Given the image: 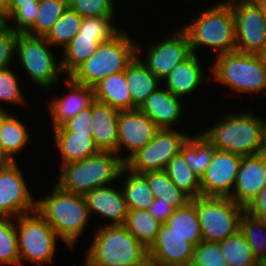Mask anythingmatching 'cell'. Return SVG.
Wrapping results in <instances>:
<instances>
[{
	"instance_id": "cell-22",
	"label": "cell",
	"mask_w": 266,
	"mask_h": 266,
	"mask_svg": "<svg viewBox=\"0 0 266 266\" xmlns=\"http://www.w3.org/2000/svg\"><path fill=\"white\" fill-rule=\"evenodd\" d=\"M120 110L94 100L91 125L93 139L99 151L118 154L117 122Z\"/></svg>"
},
{
	"instance_id": "cell-34",
	"label": "cell",
	"mask_w": 266,
	"mask_h": 266,
	"mask_svg": "<svg viewBox=\"0 0 266 266\" xmlns=\"http://www.w3.org/2000/svg\"><path fill=\"white\" fill-rule=\"evenodd\" d=\"M38 3L39 0H6L3 10L7 26L15 33L26 34L35 25ZM9 20H15V27L9 25Z\"/></svg>"
},
{
	"instance_id": "cell-5",
	"label": "cell",
	"mask_w": 266,
	"mask_h": 266,
	"mask_svg": "<svg viewBox=\"0 0 266 266\" xmlns=\"http://www.w3.org/2000/svg\"><path fill=\"white\" fill-rule=\"evenodd\" d=\"M199 13L197 18L181 28L187 33L192 53L197 47L209 46L217 55L235 51V22L231 4L225 0Z\"/></svg>"
},
{
	"instance_id": "cell-8",
	"label": "cell",
	"mask_w": 266,
	"mask_h": 266,
	"mask_svg": "<svg viewBox=\"0 0 266 266\" xmlns=\"http://www.w3.org/2000/svg\"><path fill=\"white\" fill-rule=\"evenodd\" d=\"M16 236L21 261L43 265L53 261L58 236L47 221L37 212L20 215L17 218Z\"/></svg>"
},
{
	"instance_id": "cell-14",
	"label": "cell",
	"mask_w": 266,
	"mask_h": 266,
	"mask_svg": "<svg viewBox=\"0 0 266 266\" xmlns=\"http://www.w3.org/2000/svg\"><path fill=\"white\" fill-rule=\"evenodd\" d=\"M242 155L216 149L211 163L200 177L202 196L230 198Z\"/></svg>"
},
{
	"instance_id": "cell-7",
	"label": "cell",
	"mask_w": 266,
	"mask_h": 266,
	"mask_svg": "<svg viewBox=\"0 0 266 266\" xmlns=\"http://www.w3.org/2000/svg\"><path fill=\"white\" fill-rule=\"evenodd\" d=\"M211 65L213 78L237 93L266 90V62L260 54L231 51L217 55Z\"/></svg>"
},
{
	"instance_id": "cell-9",
	"label": "cell",
	"mask_w": 266,
	"mask_h": 266,
	"mask_svg": "<svg viewBox=\"0 0 266 266\" xmlns=\"http://www.w3.org/2000/svg\"><path fill=\"white\" fill-rule=\"evenodd\" d=\"M195 207L203 240L222 242L240 230V218L245 208L228 197L195 198Z\"/></svg>"
},
{
	"instance_id": "cell-11",
	"label": "cell",
	"mask_w": 266,
	"mask_h": 266,
	"mask_svg": "<svg viewBox=\"0 0 266 266\" xmlns=\"http://www.w3.org/2000/svg\"><path fill=\"white\" fill-rule=\"evenodd\" d=\"M188 137L189 135L175 129H160L144 148L125 162V167L138 174L165 170Z\"/></svg>"
},
{
	"instance_id": "cell-2",
	"label": "cell",
	"mask_w": 266,
	"mask_h": 266,
	"mask_svg": "<svg viewBox=\"0 0 266 266\" xmlns=\"http://www.w3.org/2000/svg\"><path fill=\"white\" fill-rule=\"evenodd\" d=\"M36 211L71 249L88 226L90 216L83 195L64 192L57 185L46 197L36 200Z\"/></svg>"
},
{
	"instance_id": "cell-30",
	"label": "cell",
	"mask_w": 266,
	"mask_h": 266,
	"mask_svg": "<svg viewBox=\"0 0 266 266\" xmlns=\"http://www.w3.org/2000/svg\"><path fill=\"white\" fill-rule=\"evenodd\" d=\"M165 224L170 231L183 236L194 246L203 241L195 199H192L186 206L176 209Z\"/></svg>"
},
{
	"instance_id": "cell-40",
	"label": "cell",
	"mask_w": 266,
	"mask_h": 266,
	"mask_svg": "<svg viewBox=\"0 0 266 266\" xmlns=\"http://www.w3.org/2000/svg\"><path fill=\"white\" fill-rule=\"evenodd\" d=\"M10 217H0V265L20 266L16 226Z\"/></svg>"
},
{
	"instance_id": "cell-39",
	"label": "cell",
	"mask_w": 266,
	"mask_h": 266,
	"mask_svg": "<svg viewBox=\"0 0 266 266\" xmlns=\"http://www.w3.org/2000/svg\"><path fill=\"white\" fill-rule=\"evenodd\" d=\"M240 231L248 241L254 257L266 260V222L244 211L240 218Z\"/></svg>"
},
{
	"instance_id": "cell-35",
	"label": "cell",
	"mask_w": 266,
	"mask_h": 266,
	"mask_svg": "<svg viewBox=\"0 0 266 266\" xmlns=\"http://www.w3.org/2000/svg\"><path fill=\"white\" fill-rule=\"evenodd\" d=\"M165 171L171 181L191 199L202 196L200 177L192 171L180 152L169 161Z\"/></svg>"
},
{
	"instance_id": "cell-36",
	"label": "cell",
	"mask_w": 266,
	"mask_h": 266,
	"mask_svg": "<svg viewBox=\"0 0 266 266\" xmlns=\"http://www.w3.org/2000/svg\"><path fill=\"white\" fill-rule=\"evenodd\" d=\"M219 244L228 266H254L256 264L257 259L240 230Z\"/></svg>"
},
{
	"instance_id": "cell-37",
	"label": "cell",
	"mask_w": 266,
	"mask_h": 266,
	"mask_svg": "<svg viewBox=\"0 0 266 266\" xmlns=\"http://www.w3.org/2000/svg\"><path fill=\"white\" fill-rule=\"evenodd\" d=\"M83 17L69 7L45 36L51 46L63 48L78 34Z\"/></svg>"
},
{
	"instance_id": "cell-10",
	"label": "cell",
	"mask_w": 266,
	"mask_h": 266,
	"mask_svg": "<svg viewBox=\"0 0 266 266\" xmlns=\"http://www.w3.org/2000/svg\"><path fill=\"white\" fill-rule=\"evenodd\" d=\"M45 37L18 34L16 56L30 79L41 88H50L63 74L60 59L51 51ZM59 60V61H57Z\"/></svg>"
},
{
	"instance_id": "cell-38",
	"label": "cell",
	"mask_w": 266,
	"mask_h": 266,
	"mask_svg": "<svg viewBox=\"0 0 266 266\" xmlns=\"http://www.w3.org/2000/svg\"><path fill=\"white\" fill-rule=\"evenodd\" d=\"M68 8V0H39L35 25L26 33L45 37Z\"/></svg>"
},
{
	"instance_id": "cell-54",
	"label": "cell",
	"mask_w": 266,
	"mask_h": 266,
	"mask_svg": "<svg viewBox=\"0 0 266 266\" xmlns=\"http://www.w3.org/2000/svg\"><path fill=\"white\" fill-rule=\"evenodd\" d=\"M254 266H266V260H257Z\"/></svg>"
},
{
	"instance_id": "cell-23",
	"label": "cell",
	"mask_w": 266,
	"mask_h": 266,
	"mask_svg": "<svg viewBox=\"0 0 266 266\" xmlns=\"http://www.w3.org/2000/svg\"><path fill=\"white\" fill-rule=\"evenodd\" d=\"M198 54L192 53L176 67L163 80L164 87L175 96H187L197 90L204 80L203 69L200 65Z\"/></svg>"
},
{
	"instance_id": "cell-53",
	"label": "cell",
	"mask_w": 266,
	"mask_h": 266,
	"mask_svg": "<svg viewBox=\"0 0 266 266\" xmlns=\"http://www.w3.org/2000/svg\"><path fill=\"white\" fill-rule=\"evenodd\" d=\"M263 152L266 153V119L264 120V149Z\"/></svg>"
},
{
	"instance_id": "cell-49",
	"label": "cell",
	"mask_w": 266,
	"mask_h": 266,
	"mask_svg": "<svg viewBox=\"0 0 266 266\" xmlns=\"http://www.w3.org/2000/svg\"><path fill=\"white\" fill-rule=\"evenodd\" d=\"M115 266H154L149 255H147L142 261L136 262L134 264H120Z\"/></svg>"
},
{
	"instance_id": "cell-52",
	"label": "cell",
	"mask_w": 266,
	"mask_h": 266,
	"mask_svg": "<svg viewBox=\"0 0 266 266\" xmlns=\"http://www.w3.org/2000/svg\"><path fill=\"white\" fill-rule=\"evenodd\" d=\"M2 122H3V110H0V137H1ZM0 163H1V142H0Z\"/></svg>"
},
{
	"instance_id": "cell-18",
	"label": "cell",
	"mask_w": 266,
	"mask_h": 266,
	"mask_svg": "<svg viewBox=\"0 0 266 266\" xmlns=\"http://www.w3.org/2000/svg\"><path fill=\"white\" fill-rule=\"evenodd\" d=\"M266 185V153L243 156L231 199L246 207Z\"/></svg>"
},
{
	"instance_id": "cell-6",
	"label": "cell",
	"mask_w": 266,
	"mask_h": 266,
	"mask_svg": "<svg viewBox=\"0 0 266 266\" xmlns=\"http://www.w3.org/2000/svg\"><path fill=\"white\" fill-rule=\"evenodd\" d=\"M85 254V266L134 264L148 255L144 247L124 226L98 227Z\"/></svg>"
},
{
	"instance_id": "cell-44",
	"label": "cell",
	"mask_w": 266,
	"mask_h": 266,
	"mask_svg": "<svg viewBox=\"0 0 266 266\" xmlns=\"http://www.w3.org/2000/svg\"><path fill=\"white\" fill-rule=\"evenodd\" d=\"M115 16L84 17L78 34L88 36H115L122 29L114 26Z\"/></svg>"
},
{
	"instance_id": "cell-51",
	"label": "cell",
	"mask_w": 266,
	"mask_h": 266,
	"mask_svg": "<svg viewBox=\"0 0 266 266\" xmlns=\"http://www.w3.org/2000/svg\"><path fill=\"white\" fill-rule=\"evenodd\" d=\"M7 27V20L2 7H0V32Z\"/></svg>"
},
{
	"instance_id": "cell-29",
	"label": "cell",
	"mask_w": 266,
	"mask_h": 266,
	"mask_svg": "<svg viewBox=\"0 0 266 266\" xmlns=\"http://www.w3.org/2000/svg\"><path fill=\"white\" fill-rule=\"evenodd\" d=\"M125 174L128 175L125 176L123 185H121V191L128 211L135 209L148 210L154 201V196L147 179L142 174L134 173L126 167L123 168L120 176Z\"/></svg>"
},
{
	"instance_id": "cell-16",
	"label": "cell",
	"mask_w": 266,
	"mask_h": 266,
	"mask_svg": "<svg viewBox=\"0 0 266 266\" xmlns=\"http://www.w3.org/2000/svg\"><path fill=\"white\" fill-rule=\"evenodd\" d=\"M159 130L160 128L139 109L120 111L117 122L118 155L126 148L129 154L122 157L126 162L144 148Z\"/></svg>"
},
{
	"instance_id": "cell-4",
	"label": "cell",
	"mask_w": 266,
	"mask_h": 266,
	"mask_svg": "<svg viewBox=\"0 0 266 266\" xmlns=\"http://www.w3.org/2000/svg\"><path fill=\"white\" fill-rule=\"evenodd\" d=\"M122 157L114 152L100 151L83 160L61 165L56 185L64 192L81 195L108 186L121 177L125 167Z\"/></svg>"
},
{
	"instance_id": "cell-27",
	"label": "cell",
	"mask_w": 266,
	"mask_h": 266,
	"mask_svg": "<svg viewBox=\"0 0 266 266\" xmlns=\"http://www.w3.org/2000/svg\"><path fill=\"white\" fill-rule=\"evenodd\" d=\"M9 111L3 110L1 128V163L14 162V156L20 153L30 140L29 132L22 121H19Z\"/></svg>"
},
{
	"instance_id": "cell-13",
	"label": "cell",
	"mask_w": 266,
	"mask_h": 266,
	"mask_svg": "<svg viewBox=\"0 0 266 266\" xmlns=\"http://www.w3.org/2000/svg\"><path fill=\"white\" fill-rule=\"evenodd\" d=\"M23 175L17 161L0 163V217L13 219L36 211L37 199L28 190Z\"/></svg>"
},
{
	"instance_id": "cell-17",
	"label": "cell",
	"mask_w": 266,
	"mask_h": 266,
	"mask_svg": "<svg viewBox=\"0 0 266 266\" xmlns=\"http://www.w3.org/2000/svg\"><path fill=\"white\" fill-rule=\"evenodd\" d=\"M194 245L183 236L170 231L161 224L157 238L148 249V255L154 266H182L191 264Z\"/></svg>"
},
{
	"instance_id": "cell-50",
	"label": "cell",
	"mask_w": 266,
	"mask_h": 266,
	"mask_svg": "<svg viewBox=\"0 0 266 266\" xmlns=\"http://www.w3.org/2000/svg\"><path fill=\"white\" fill-rule=\"evenodd\" d=\"M254 2L259 7V9L263 15V18L265 19V23H266V0H255Z\"/></svg>"
},
{
	"instance_id": "cell-20",
	"label": "cell",
	"mask_w": 266,
	"mask_h": 266,
	"mask_svg": "<svg viewBox=\"0 0 266 266\" xmlns=\"http://www.w3.org/2000/svg\"><path fill=\"white\" fill-rule=\"evenodd\" d=\"M90 215L95 212L100 217L112 220L109 226H124L128 213L121 189L110 185L93 189L84 195Z\"/></svg>"
},
{
	"instance_id": "cell-24",
	"label": "cell",
	"mask_w": 266,
	"mask_h": 266,
	"mask_svg": "<svg viewBox=\"0 0 266 266\" xmlns=\"http://www.w3.org/2000/svg\"><path fill=\"white\" fill-rule=\"evenodd\" d=\"M142 60L137 55L125 70V79L131 95L132 110L139 109L161 83Z\"/></svg>"
},
{
	"instance_id": "cell-25",
	"label": "cell",
	"mask_w": 266,
	"mask_h": 266,
	"mask_svg": "<svg viewBox=\"0 0 266 266\" xmlns=\"http://www.w3.org/2000/svg\"><path fill=\"white\" fill-rule=\"evenodd\" d=\"M94 100L120 111L132 110L131 95L125 79V71L109 75L94 87Z\"/></svg>"
},
{
	"instance_id": "cell-31",
	"label": "cell",
	"mask_w": 266,
	"mask_h": 266,
	"mask_svg": "<svg viewBox=\"0 0 266 266\" xmlns=\"http://www.w3.org/2000/svg\"><path fill=\"white\" fill-rule=\"evenodd\" d=\"M216 147L201 133L189 136L180 153L194 173L201 177L211 163Z\"/></svg>"
},
{
	"instance_id": "cell-55",
	"label": "cell",
	"mask_w": 266,
	"mask_h": 266,
	"mask_svg": "<svg viewBox=\"0 0 266 266\" xmlns=\"http://www.w3.org/2000/svg\"><path fill=\"white\" fill-rule=\"evenodd\" d=\"M260 55L262 56L263 60L266 62V47Z\"/></svg>"
},
{
	"instance_id": "cell-21",
	"label": "cell",
	"mask_w": 266,
	"mask_h": 266,
	"mask_svg": "<svg viewBox=\"0 0 266 266\" xmlns=\"http://www.w3.org/2000/svg\"><path fill=\"white\" fill-rule=\"evenodd\" d=\"M180 97L160 86L145 100L139 110L147 115L160 129H173L182 118ZM181 117V118H180Z\"/></svg>"
},
{
	"instance_id": "cell-56",
	"label": "cell",
	"mask_w": 266,
	"mask_h": 266,
	"mask_svg": "<svg viewBox=\"0 0 266 266\" xmlns=\"http://www.w3.org/2000/svg\"><path fill=\"white\" fill-rule=\"evenodd\" d=\"M5 1H6V0H0V7L3 8Z\"/></svg>"
},
{
	"instance_id": "cell-28",
	"label": "cell",
	"mask_w": 266,
	"mask_h": 266,
	"mask_svg": "<svg viewBox=\"0 0 266 266\" xmlns=\"http://www.w3.org/2000/svg\"><path fill=\"white\" fill-rule=\"evenodd\" d=\"M114 36H88L77 34L64 48L60 59L62 72L69 76L80 64L86 61L102 42ZM66 71V72H65Z\"/></svg>"
},
{
	"instance_id": "cell-19",
	"label": "cell",
	"mask_w": 266,
	"mask_h": 266,
	"mask_svg": "<svg viewBox=\"0 0 266 266\" xmlns=\"http://www.w3.org/2000/svg\"><path fill=\"white\" fill-rule=\"evenodd\" d=\"M68 95L53 98L48 105L52 116L53 129L61 127L67 120L91 105L94 101V89L88 85L73 81L66 77ZM55 99V100H54Z\"/></svg>"
},
{
	"instance_id": "cell-1",
	"label": "cell",
	"mask_w": 266,
	"mask_h": 266,
	"mask_svg": "<svg viewBox=\"0 0 266 266\" xmlns=\"http://www.w3.org/2000/svg\"><path fill=\"white\" fill-rule=\"evenodd\" d=\"M214 126L200 132L218 150L242 156L263 153L264 119L253 112L225 114Z\"/></svg>"
},
{
	"instance_id": "cell-47",
	"label": "cell",
	"mask_w": 266,
	"mask_h": 266,
	"mask_svg": "<svg viewBox=\"0 0 266 266\" xmlns=\"http://www.w3.org/2000/svg\"><path fill=\"white\" fill-rule=\"evenodd\" d=\"M250 215L266 222V185L259 191L256 197L245 207Z\"/></svg>"
},
{
	"instance_id": "cell-3",
	"label": "cell",
	"mask_w": 266,
	"mask_h": 266,
	"mask_svg": "<svg viewBox=\"0 0 266 266\" xmlns=\"http://www.w3.org/2000/svg\"><path fill=\"white\" fill-rule=\"evenodd\" d=\"M140 45L122 29L108 41L102 42L98 49L69 77L80 84L94 87L102 79L126 70L128 65L139 55Z\"/></svg>"
},
{
	"instance_id": "cell-12",
	"label": "cell",
	"mask_w": 266,
	"mask_h": 266,
	"mask_svg": "<svg viewBox=\"0 0 266 266\" xmlns=\"http://www.w3.org/2000/svg\"><path fill=\"white\" fill-rule=\"evenodd\" d=\"M227 1L234 14L236 51L261 54L266 47V23L259 7L249 0Z\"/></svg>"
},
{
	"instance_id": "cell-43",
	"label": "cell",
	"mask_w": 266,
	"mask_h": 266,
	"mask_svg": "<svg viewBox=\"0 0 266 266\" xmlns=\"http://www.w3.org/2000/svg\"><path fill=\"white\" fill-rule=\"evenodd\" d=\"M18 79L10 67L0 70V101L26 106ZM0 110H5V108L0 105Z\"/></svg>"
},
{
	"instance_id": "cell-42",
	"label": "cell",
	"mask_w": 266,
	"mask_h": 266,
	"mask_svg": "<svg viewBox=\"0 0 266 266\" xmlns=\"http://www.w3.org/2000/svg\"><path fill=\"white\" fill-rule=\"evenodd\" d=\"M192 266H228L218 242L201 241L194 247Z\"/></svg>"
},
{
	"instance_id": "cell-48",
	"label": "cell",
	"mask_w": 266,
	"mask_h": 266,
	"mask_svg": "<svg viewBox=\"0 0 266 266\" xmlns=\"http://www.w3.org/2000/svg\"><path fill=\"white\" fill-rule=\"evenodd\" d=\"M175 210L176 208L172 204L166 203L160 198H154L148 212L160 223L164 224Z\"/></svg>"
},
{
	"instance_id": "cell-41",
	"label": "cell",
	"mask_w": 266,
	"mask_h": 266,
	"mask_svg": "<svg viewBox=\"0 0 266 266\" xmlns=\"http://www.w3.org/2000/svg\"><path fill=\"white\" fill-rule=\"evenodd\" d=\"M114 0H68V7L81 17L115 15Z\"/></svg>"
},
{
	"instance_id": "cell-46",
	"label": "cell",
	"mask_w": 266,
	"mask_h": 266,
	"mask_svg": "<svg viewBox=\"0 0 266 266\" xmlns=\"http://www.w3.org/2000/svg\"><path fill=\"white\" fill-rule=\"evenodd\" d=\"M18 33H15L8 26L0 32V70L11 67L16 55Z\"/></svg>"
},
{
	"instance_id": "cell-32",
	"label": "cell",
	"mask_w": 266,
	"mask_h": 266,
	"mask_svg": "<svg viewBox=\"0 0 266 266\" xmlns=\"http://www.w3.org/2000/svg\"><path fill=\"white\" fill-rule=\"evenodd\" d=\"M142 175L147 179L154 198H160L176 209L186 206L192 200L171 181L165 170L145 172Z\"/></svg>"
},
{
	"instance_id": "cell-26",
	"label": "cell",
	"mask_w": 266,
	"mask_h": 266,
	"mask_svg": "<svg viewBox=\"0 0 266 266\" xmlns=\"http://www.w3.org/2000/svg\"><path fill=\"white\" fill-rule=\"evenodd\" d=\"M93 134H75V132H54L57 149L61 155L60 165L88 158L100 151L95 145Z\"/></svg>"
},
{
	"instance_id": "cell-45",
	"label": "cell",
	"mask_w": 266,
	"mask_h": 266,
	"mask_svg": "<svg viewBox=\"0 0 266 266\" xmlns=\"http://www.w3.org/2000/svg\"><path fill=\"white\" fill-rule=\"evenodd\" d=\"M92 103L81 110L78 115L67 120L61 127L54 128L53 132H75V134H93L91 125Z\"/></svg>"
},
{
	"instance_id": "cell-33",
	"label": "cell",
	"mask_w": 266,
	"mask_h": 266,
	"mask_svg": "<svg viewBox=\"0 0 266 266\" xmlns=\"http://www.w3.org/2000/svg\"><path fill=\"white\" fill-rule=\"evenodd\" d=\"M161 224L148 210L128 211L124 227L147 249L155 242Z\"/></svg>"
},
{
	"instance_id": "cell-15",
	"label": "cell",
	"mask_w": 266,
	"mask_h": 266,
	"mask_svg": "<svg viewBox=\"0 0 266 266\" xmlns=\"http://www.w3.org/2000/svg\"><path fill=\"white\" fill-rule=\"evenodd\" d=\"M171 35L150 48L148 46L147 59L142 61L161 82L192 54L188 35L182 28H177Z\"/></svg>"
}]
</instances>
